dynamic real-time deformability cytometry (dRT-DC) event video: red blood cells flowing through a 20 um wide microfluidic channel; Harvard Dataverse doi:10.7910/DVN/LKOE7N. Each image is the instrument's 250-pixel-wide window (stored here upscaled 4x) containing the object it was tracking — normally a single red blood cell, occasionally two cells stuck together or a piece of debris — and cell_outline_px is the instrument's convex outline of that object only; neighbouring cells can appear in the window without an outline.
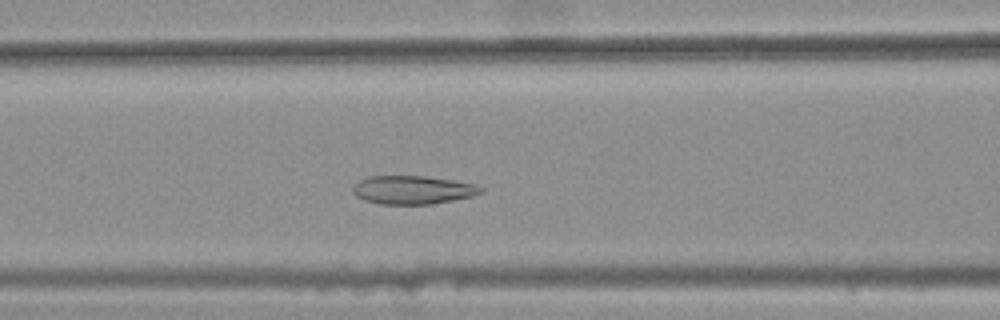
{"species": "common noctule bat (a hibernating species)", "species_latin": "Nyctalus noctula", "temperature_condition": "warm", "stored_images_in_passage": 39, "camera_frame_rate_fps": 3000, "um_per_image_px": 0.085, "animal": {"sex": "female", "body_mass_g": 25.1}, "frame": {"image": 1, "passage_image": 16, "time_ms": 5.0, "image_size_px": [1000, 320], "cell_outline_px": [[484, 192], [472, 196], [432, 204], [380, 204], [364, 200], [356, 196], [352, 192], [352, 188], [360, 180], [368, 176], [424, 176], [452, 180], [476, 184], [484, 188]], "centroid_in_image_um": [35.09, 16.14], "position_along_channel_um": 131.5, "area_um2": 21.21}}
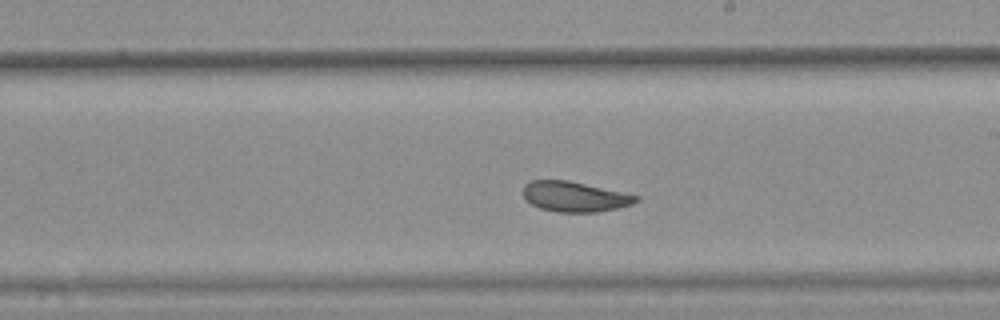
{"frame": {"image": 2, "passage_image": 25, "time_ms": 8.0, "image_size_px": [1000, 320], "cell_outline_px": [[640, 200], [632, 204], [616, 208], [596, 212], [560, 212], [540, 208], [532, 204], [524, 196], [524, 184], [532, 180], [568, 180], [640, 196]], "centroid_in_image_um": [48.86, 16.71], "position_along_channel_um": 240.1, "area_um2": 19.65}}
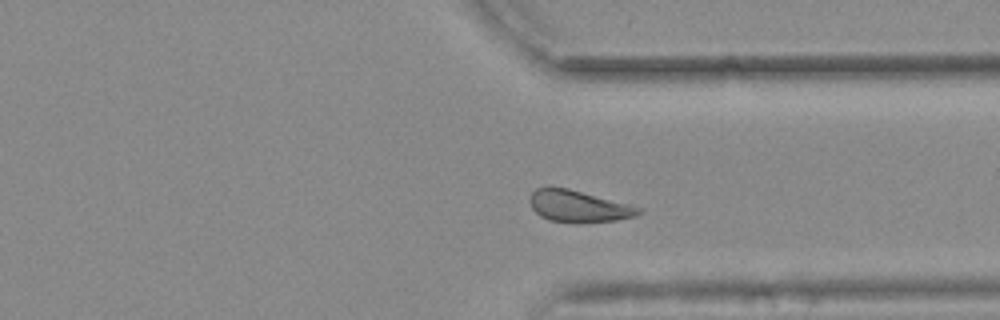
{"frame": {"image": 3, "passage_image": 35, "time_ms": 11.333, "image_size_px": [1000, 320], "cell_outline_px": [[644, 212], [636, 216], [616, 220], [548, 220], [540, 216], [532, 208], [528, 200], [532, 192], [536, 188], [568, 188], [644, 208]], "centroid_in_image_um": [49.19, 17.5], "position_along_channel_um": 362.2, "area_um2": 19.36}, "authors_computed_cell_mechanics": {"area_um2": 20.9814, "velocity_mm_per_s": 3.6384, "shape_relaxation_time_tau1_ms": null, "shape_relaxation_time_tau2_ms": 1.422, "deformation_change_tau1": null, "deformation_change_tau2": 0.066}}